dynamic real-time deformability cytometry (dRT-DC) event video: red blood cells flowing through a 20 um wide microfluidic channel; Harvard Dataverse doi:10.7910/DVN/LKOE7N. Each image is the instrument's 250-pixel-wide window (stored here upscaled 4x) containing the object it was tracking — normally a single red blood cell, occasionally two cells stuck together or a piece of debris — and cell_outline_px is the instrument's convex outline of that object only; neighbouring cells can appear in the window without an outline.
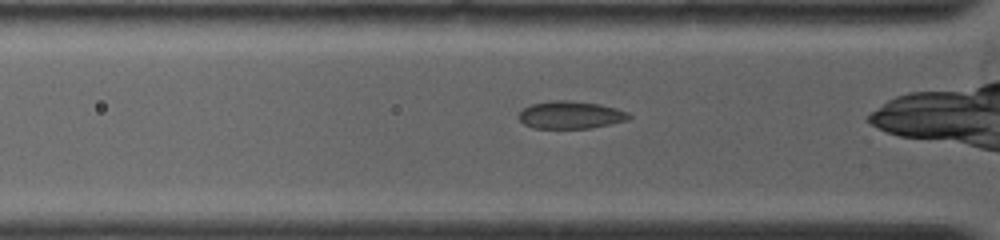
{"species": "common noctule bat (a hibernating species)", "species_latin": "Nyctalus noctula", "temperature_condition": "warm", "stored_images_in_passage": 29, "camera_frame_rate_fps": 4500, "um_per_image_px": 0.085, "animal": {"sex": "female", "body_mass_g": 19.0, "forearm_length_mm": 53.3}, "frame": {"image": 1, "passage_image": 4, "time_ms": 1.111, "image_size_px": [1000, 240], "cell_outline_px": [[632, 116], [628, 120], [588, 128], [536, 128], [524, 124], [520, 120], [520, 112], [524, 108], [532, 104], [552, 100], [568, 100], [600, 104], [616, 108], [628, 112]], "centroid_in_image_um": [48.52, 9.76], "position_along_channel_um": 77.3, "area_um2": 17.51}}
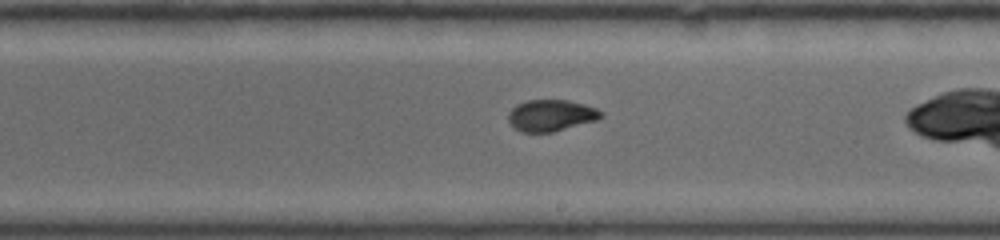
{"frame": {"image": 2, "passage_image": 18, "time_ms": 5.333, "image_size_px": [1000, 240], "cell_outline_px": [[600, 116], [596, 120], [552, 132], [524, 132], [516, 128], [508, 120], [508, 116], [512, 108], [516, 104], [528, 100], [568, 100], [584, 104], [596, 108], [600, 112]], "centroid_in_image_um": [46.81, 9.8], "position_along_channel_um": 242.2, "area_um2": 16.65}}
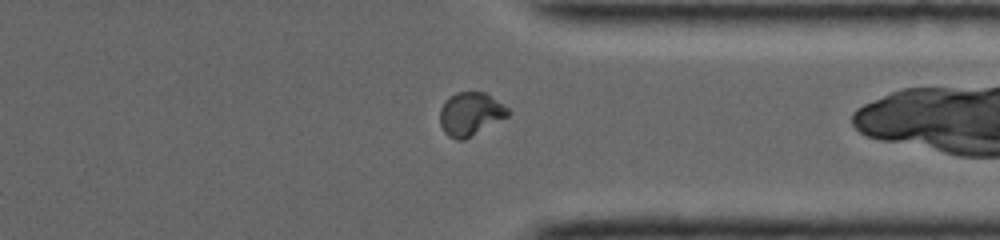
{"frame": {"image": 3, "passage_image": 27, "time_ms": 8.667, "image_size_px": [1000, 240], "cell_outline_px": [[512, 112], [508, 116], [464, 140], [456, 140], [448, 136], [444, 132], [440, 124], [440, 108], [444, 100], [448, 96], [456, 92], [484, 92], [508, 108]], "centroid_in_image_um": [39.95, 9.68], "position_along_channel_um": 371.4, "area_um2": 17.22}}